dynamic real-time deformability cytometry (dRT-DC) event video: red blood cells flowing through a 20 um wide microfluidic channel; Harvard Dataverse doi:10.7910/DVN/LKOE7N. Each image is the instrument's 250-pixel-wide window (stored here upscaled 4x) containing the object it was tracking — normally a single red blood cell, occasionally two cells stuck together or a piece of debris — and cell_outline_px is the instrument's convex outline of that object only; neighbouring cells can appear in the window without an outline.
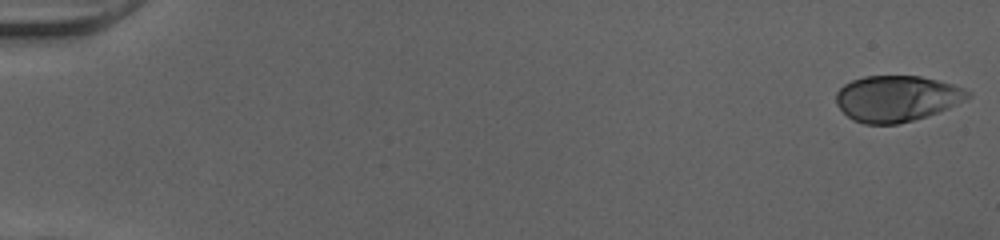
{"species": "human", "species_latin": "Homo sapiens", "temperature_condition": "cold", "stored_images_in_passage": 51, "camera_frame_rate_fps": 3000, "um_per_image_px": 0.085, "donor": {"sex": "female"}, "frame": {"image": 1, "passage_image": 1, "time_ms": 0.0, "image_size_px": [1000, 240], "cell_outline_px": [[972, 96], [948, 108], [928, 116], [896, 124], [864, 124], [852, 120], [836, 104], [836, 92], [844, 84], [852, 80], [864, 76], [920, 76], [952, 84], [964, 88], [972, 92]], "centroid_in_image_um": [76.22, 8.37], "position_along_channel_um": 8.8, "area_um2": 35.32}}
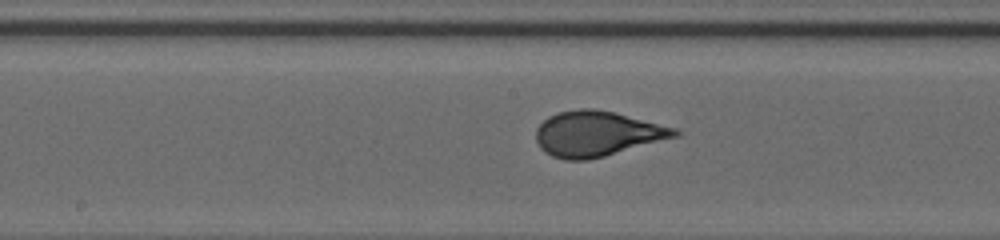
{"frame": {"image": 2, "passage_image": 28, "time_ms": 9.0, "image_size_px": [1000, 240], "cell_outline_px": [[680, 136], [604, 156], [588, 160], [564, 160], [552, 156], [544, 152], [540, 148], [536, 140], [536, 128], [548, 116], [556, 112], [580, 108], [596, 108], [616, 112], [676, 128], [680, 132]], "centroid_in_image_um": [50.74, 11.36], "position_along_channel_um": 197.5, "area_um2": 36.88}}
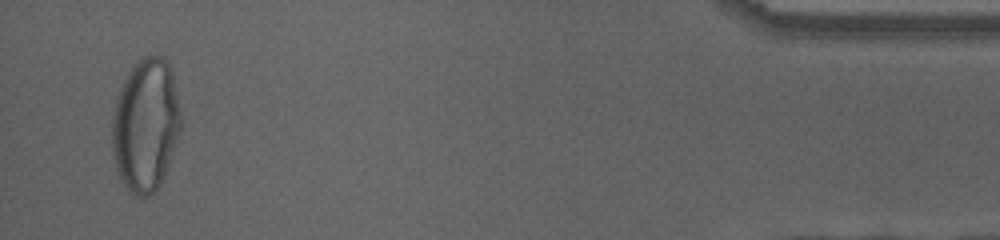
{"frame": {"image": 3, "passage_image": 50, "time_ms": 16.333, "image_size_px": [1000, 240], "cell_outline_px": [[180, 128], [160, 184], [148, 196], [136, 196], [120, 180], [112, 156], [112, 112], [116, 96], [128, 72], [144, 56], [164, 56], [172, 68], [180, 112]], "centroid_in_image_um": [12.34, 10.59], "position_along_channel_um": 422.9, "area_um2": 52.89}, "authors_computed_cell_mechanics": {"area_um2": 35.547, "velocity_mm_per_s": 4.0345, "shape_relaxation_time_tau1_ms": 5.4234, "shape_relaxation_time_tau2_ms": null, "deformation_change_tau1": 0.2117, "deformation_change_tau2": null}}